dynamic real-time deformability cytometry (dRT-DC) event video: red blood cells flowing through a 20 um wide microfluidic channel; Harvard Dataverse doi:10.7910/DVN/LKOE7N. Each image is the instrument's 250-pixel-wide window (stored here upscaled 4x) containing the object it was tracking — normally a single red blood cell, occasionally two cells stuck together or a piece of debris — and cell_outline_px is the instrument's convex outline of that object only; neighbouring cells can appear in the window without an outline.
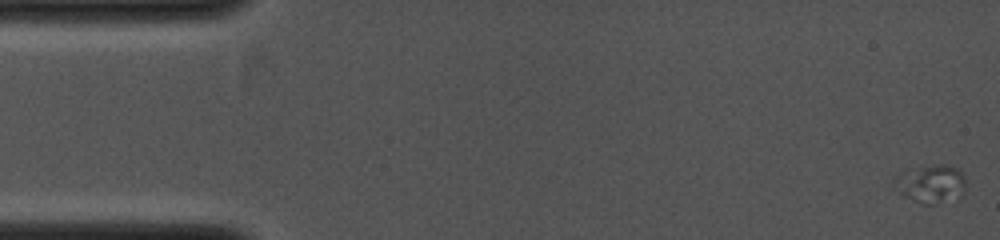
{"species": "common noctule bat (a hibernating species)", "species_latin": "Nyctalus noctula", "temperature_condition": "cold", "stored_images_in_passage": 20, "camera_frame_rate_fps": 4000, "um_per_image_px": 0.085, "animal": {"sex": "female", "body_mass_g": 19.0, "forearm_length_mm": 53.3}, "frame": {"image": 1, "passage_image": 1, "time_ms": 0.0, "image_size_px": [1000, 240], "cell_outline_px": [[964, 192], [956, 200], [936, 204], [920, 204], [904, 196], [892, 184], [892, 176], [904, 168], [936, 164], [948, 164], [960, 168], [964, 176]], "centroid_in_image_um": [79.08, 15.59], "position_along_channel_um": 5.9, "area_um2": 16.82}}
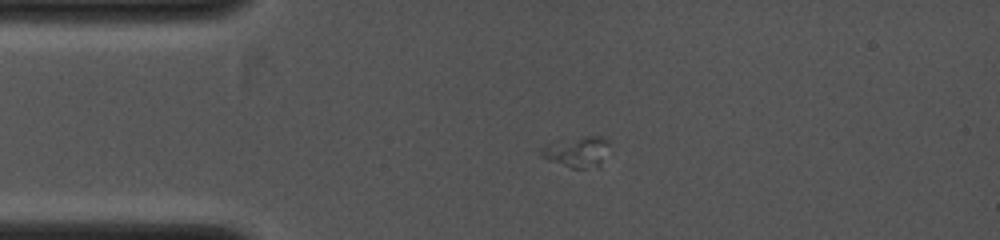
{"frame": {"image": 2, "passage_image": 14, "time_ms": 2.5, "image_size_px": [1000, 240], "cell_outline_px": [[608, 144], [600, 160], [596, 164], [584, 168], [572, 168], [548, 160], [540, 156], [540, 152], [544, 144], [556, 140], [584, 136], [604, 136]], "centroid_in_image_um": [48.92, 12.85], "position_along_channel_um": 36.1, "area_um2": 11.79}}